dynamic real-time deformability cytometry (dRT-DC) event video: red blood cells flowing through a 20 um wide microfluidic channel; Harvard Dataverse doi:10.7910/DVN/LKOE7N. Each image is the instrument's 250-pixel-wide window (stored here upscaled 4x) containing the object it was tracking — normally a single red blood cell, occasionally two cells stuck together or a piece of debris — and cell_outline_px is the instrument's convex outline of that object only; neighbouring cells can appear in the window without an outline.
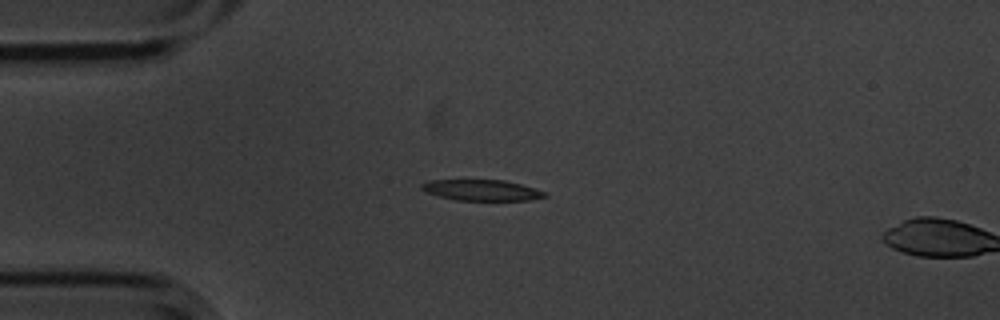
{"species": "common noctule bat (a hibernating species)", "species_latin": "Nyctalus noctula", "temperature_condition": "cold", "stored_images_in_passage": 15, "camera_frame_rate_fps": 3000, "um_per_image_px": 0.085, "animal": {"sex": "male", "body_mass_g": 20.1, "forearm_length_mm": 53.5}, "frame": {"image": 1, "passage_image": 13, "time_ms": 4.0, "image_size_px": [1000, 320], "cell_outline_px": [[548, 196], [528, 200], [456, 200], [440, 196], [428, 192], [420, 188], [420, 184], [432, 180], [504, 180], [520, 184], [544, 192]], "centroid_in_image_um": [40.92, 16.16], "position_along_channel_um": 44.1, "area_um2": 14.68}}